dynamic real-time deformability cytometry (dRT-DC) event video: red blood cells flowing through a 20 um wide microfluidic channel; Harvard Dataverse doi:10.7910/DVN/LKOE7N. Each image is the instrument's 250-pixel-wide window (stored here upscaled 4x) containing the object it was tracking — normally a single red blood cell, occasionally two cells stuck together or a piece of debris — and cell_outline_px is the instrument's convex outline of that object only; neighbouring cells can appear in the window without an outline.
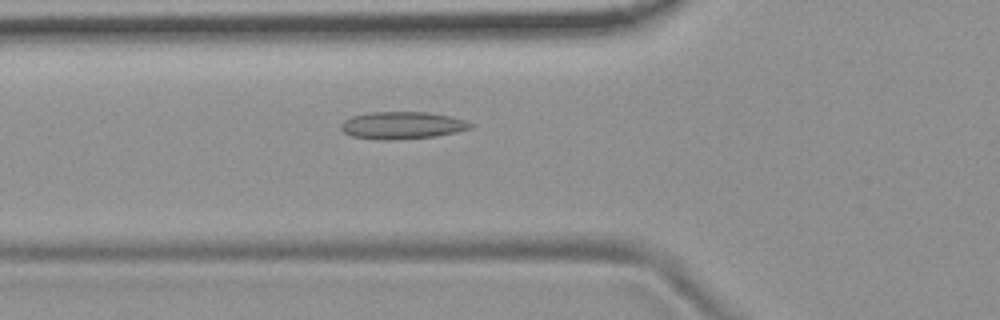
{"species": "common noctule bat (a hibernating species)", "species_latin": "Nyctalus noctula", "temperature_condition": "room temperature", "stored_images_in_passage": 41, "camera_frame_rate_fps": 3000, "um_per_image_px": 0.085, "animal": {"sex": "female", "body_mass_g": 19.9}, "frame": {"image": 1, "passage_image": 6, "time_ms": 1.667, "image_size_px": [1000, 320], "cell_outline_px": [[476, 124], [472, 128], [456, 132], [436, 136], [392, 140], [376, 140], [352, 136], [344, 132], [340, 128], [340, 124], [344, 120], [352, 116], [368, 112], [428, 112], [452, 116]], "centroid_in_image_um": [34.2, 10.65], "position_along_channel_um": 91.6, "area_um2": 20.87}}
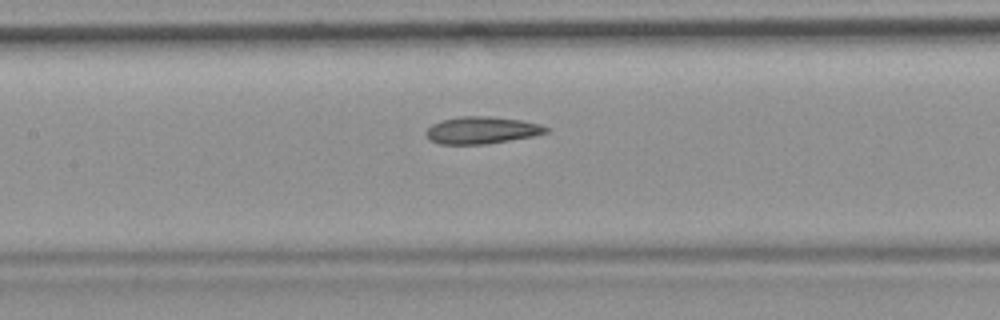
{"frame": {"image": 2, "passage_image": 12, "time_ms": 3.667, "image_size_px": [1000, 320], "cell_outline_px": [[548, 132], [532, 136], [484, 144], [440, 144], [428, 140], [424, 132], [432, 124], [440, 120], [460, 116], [488, 116], [520, 120], [540, 124], [548, 128]], "centroid_in_image_um": [40.88, 11.06], "position_along_channel_um": 166.5, "area_um2": 18.9}}
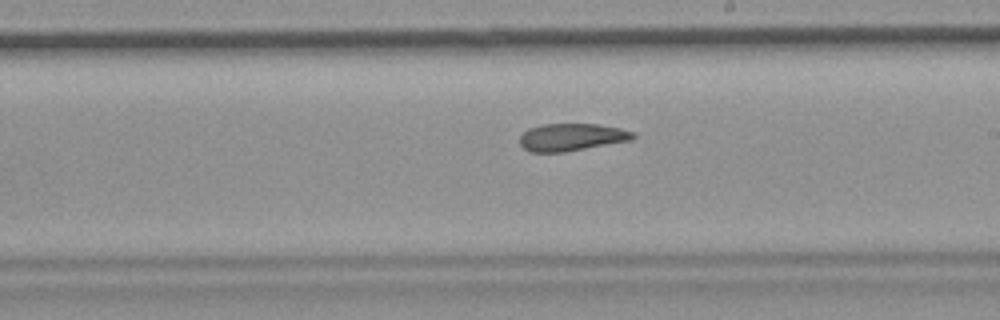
{"frame": {"image": 3, "passage_image": 18, "time_ms": 5.667, "image_size_px": [1000, 320], "cell_outline_px": [[636, 136], [632, 140], [564, 152], [528, 152], [520, 144], [520, 136], [528, 128], [540, 124], [596, 124], [620, 128], [632, 132]], "centroid_in_image_um": [48.56, 11.66], "position_along_channel_um": 240.4, "area_um2": 18.09}, "authors_computed_cell_mechanics": {"area_um2": 18.9584, "velocity_mm_per_s": 3.7265, "shape_relaxation_time_tau1_ms": null, "shape_relaxation_time_tau2_ms": 2.9835, "deformation_change_tau1": null, "deformation_change_tau2": 0.0963}}